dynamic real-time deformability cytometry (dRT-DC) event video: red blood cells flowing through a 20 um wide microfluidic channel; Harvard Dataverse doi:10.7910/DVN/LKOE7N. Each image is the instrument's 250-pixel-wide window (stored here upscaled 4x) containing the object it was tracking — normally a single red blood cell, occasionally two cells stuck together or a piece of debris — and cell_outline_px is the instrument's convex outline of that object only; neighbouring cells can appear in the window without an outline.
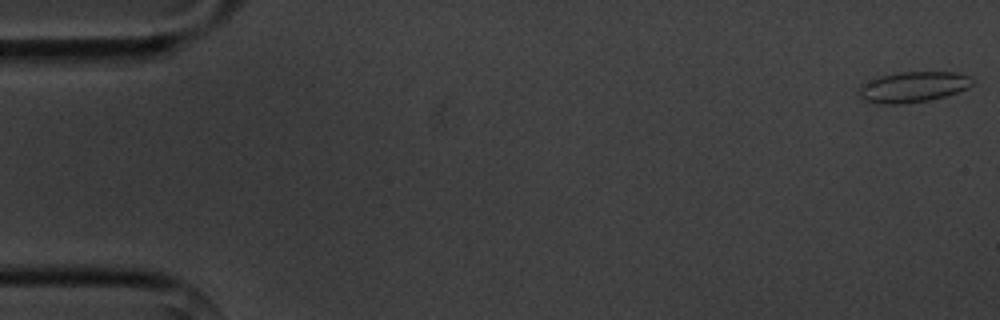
{"species": "common noctule bat (a hibernating species)", "species_latin": "Nyctalus noctula", "temperature_condition": "cold", "stored_images_in_passage": 6, "camera_frame_rate_fps": 3000, "um_per_image_px": 0.085, "animal": {"sex": "male", "body_mass_g": 20.1, "forearm_length_mm": 53.5}, "frame": {"image": 1, "passage_image": 1, "time_ms": 0.0, "image_size_px": [1000, 320], "cell_outline_px": [[972, 84], [968, 88], [944, 96], [928, 100], [900, 104], [884, 104], [864, 100], [860, 96], [860, 84], [880, 76], [896, 72], [956, 72], [972, 76]], "centroid_in_image_um": [77.62, 7.37], "position_along_channel_um": 7.4, "area_um2": 20.11}}
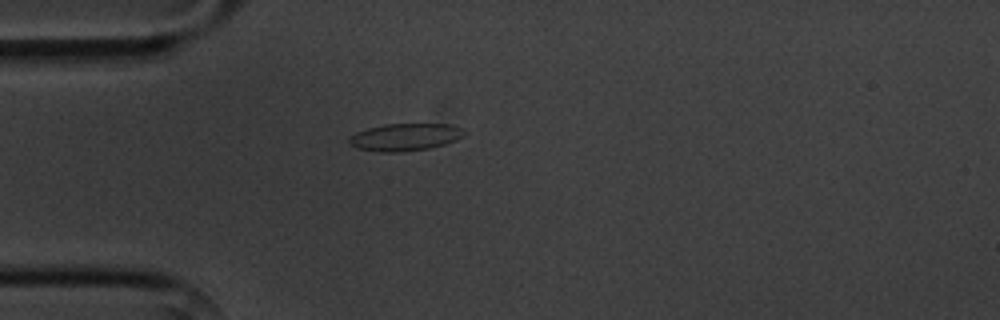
{"frame": {"image": 2, "passage_image": 4, "time_ms": 4.667, "image_size_px": [1000, 320], "cell_outline_px": [[464, 136], [456, 140], [444, 144], [428, 148], [396, 152], [380, 152], [356, 148], [348, 144], [348, 140], [356, 132], [368, 128], [384, 124], [452, 124], [464, 128]], "centroid_in_image_um": [34.43, 11.64], "position_along_channel_um": 50.6, "area_um2": 18.32}}